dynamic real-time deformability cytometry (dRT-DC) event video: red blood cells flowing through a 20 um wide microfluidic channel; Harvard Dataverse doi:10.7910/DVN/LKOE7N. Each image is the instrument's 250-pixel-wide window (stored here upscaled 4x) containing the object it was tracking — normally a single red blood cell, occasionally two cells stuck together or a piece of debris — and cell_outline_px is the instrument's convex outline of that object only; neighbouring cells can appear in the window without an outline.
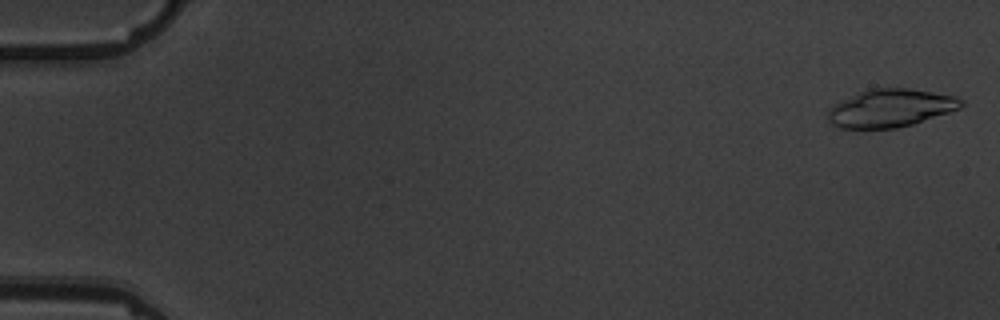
{"species": "common noctule bat (a hibernating species)", "species_latin": "Nyctalus noctula", "temperature_condition": "warm", "stored_images_in_passage": 5, "camera_frame_rate_fps": 3000, "um_per_image_px": 0.085, "animal": {"sex": "male", "body_mass_g": 19.5, "forearm_length_mm": 54.6}, "frame": {"image": 1, "passage_image": 1, "time_ms": 0.0, "image_size_px": [1000, 320], "cell_outline_px": [[964, 104], [960, 108], [912, 124], [896, 128], [840, 128], [832, 124], [828, 120], [828, 108], [832, 104], [840, 100], [868, 88], [908, 88], [956, 96], [964, 100]], "centroid_in_image_um": [75.66, 9.18], "position_along_channel_um": 9.3, "area_um2": 29.48}}